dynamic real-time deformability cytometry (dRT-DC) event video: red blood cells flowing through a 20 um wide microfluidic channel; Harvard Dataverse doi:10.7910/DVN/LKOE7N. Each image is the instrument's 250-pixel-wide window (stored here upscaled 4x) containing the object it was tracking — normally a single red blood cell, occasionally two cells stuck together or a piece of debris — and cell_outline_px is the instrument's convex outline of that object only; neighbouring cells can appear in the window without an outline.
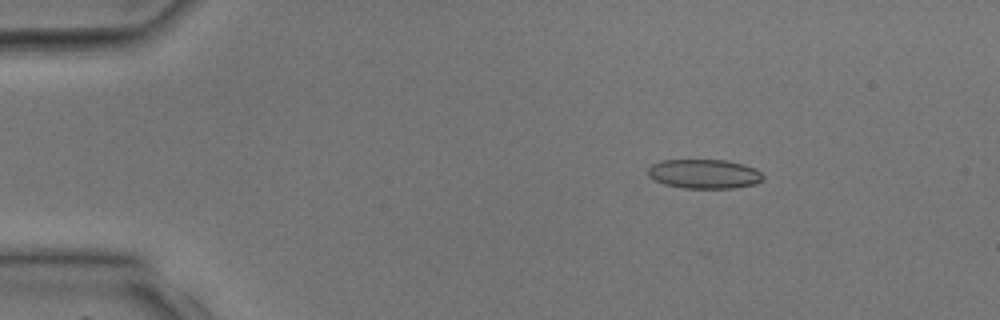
{"species": "common noctule bat (a hibernating species)", "species_latin": "Nyctalus noctula", "temperature_condition": "room temperature", "stored_images_in_passage": 40, "camera_frame_rate_fps": 3000, "um_per_image_px": 0.085, "animal": {"sex": "male", "body_mass_g": 17.9, "forearm_length_mm": 54.2}, "frame": {"image": 1, "passage_image": 7, "time_ms": 2.0, "image_size_px": [1000, 320], "cell_outline_px": [[764, 180], [756, 184], [732, 188], [684, 188], [664, 184], [648, 176], [648, 168], [652, 164], [660, 160], [724, 160], [744, 164], [760, 172], [764, 176]], "centroid_in_image_um": [59.86, 14.78], "position_along_channel_um": 25.1, "area_um2": 19.65}}
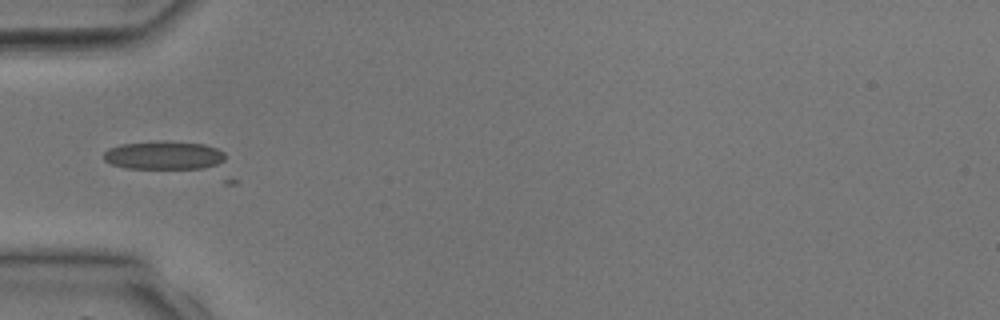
{"frame": {"image": 2, "passage_image": 14, "time_ms": 4.333, "image_size_px": [1000, 320], "cell_outline_px": [[224, 160], [216, 164], [200, 168], [128, 168], [112, 164], [104, 160], [104, 152], [108, 148], [120, 144], [160, 140], [164, 140], [204, 144], [216, 148], [224, 152]], "centroid_in_image_um": [13.89, 13.18], "position_along_channel_um": 71.1, "area_um2": 20.06}}